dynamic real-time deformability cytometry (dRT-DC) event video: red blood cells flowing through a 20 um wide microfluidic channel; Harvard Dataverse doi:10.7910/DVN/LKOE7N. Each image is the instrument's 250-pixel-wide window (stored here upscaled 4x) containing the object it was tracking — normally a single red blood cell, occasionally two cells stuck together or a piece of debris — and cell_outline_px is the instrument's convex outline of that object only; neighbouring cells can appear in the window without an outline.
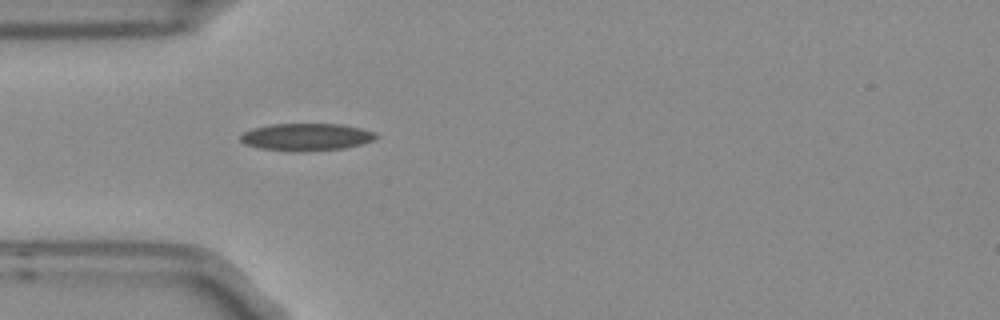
{"species": "Egyptian fruit bat (a non-hibernating species)", "species_latin": "Rousettus aegyptiacus", "temperature_condition": "room temperature", "stored_images_in_passage": 3, "camera_frame_rate_fps": 3000, "um_per_image_px": 0.085, "frame": {"image": 1, "passage_image": 3, "time_ms": 0.667, "image_size_px": [1000, 320], "cell_outline_px": [[380, 136], [376, 140], [344, 148], [304, 152], [260, 148], [244, 144], [240, 140], [240, 136], [244, 132], [252, 128], [272, 124], [340, 124], [360, 128], [376, 132]], "centroid_in_image_um": [26.07, 11.64], "position_along_channel_um": 58.9, "area_um2": 21.68}}